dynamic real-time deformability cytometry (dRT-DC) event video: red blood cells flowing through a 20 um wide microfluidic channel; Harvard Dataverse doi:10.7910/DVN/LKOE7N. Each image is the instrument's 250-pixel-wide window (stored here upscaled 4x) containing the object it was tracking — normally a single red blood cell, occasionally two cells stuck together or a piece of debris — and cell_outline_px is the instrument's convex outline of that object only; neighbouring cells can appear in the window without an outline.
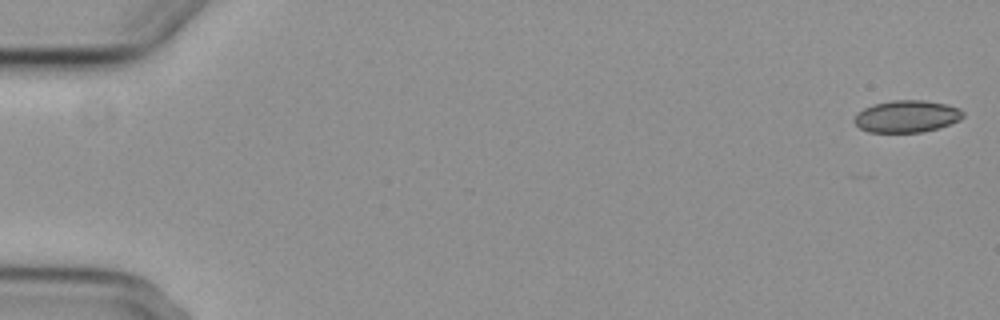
{"species": "common noctule bat (a hibernating species)", "species_latin": "Nyctalus noctula", "temperature_condition": "cold", "stored_images_in_passage": 4, "camera_frame_rate_fps": 3000, "um_per_image_px": 0.085, "animal": {"sex": "female", "body_mass_g": 29.2, "forearm_length_mm": 56.3}, "frame": {"image": 1, "passage_image": 1, "time_ms": 0.0, "image_size_px": [1000, 320], "cell_outline_px": [[964, 116], [960, 120], [936, 128], [920, 132], [868, 132], [860, 128], [852, 120], [856, 112], [872, 104], [892, 100], [924, 100], [948, 104], [960, 108], [964, 112]], "centroid_in_image_um": [77.05, 9.87], "position_along_channel_um": 8.0, "area_um2": 20.46}}